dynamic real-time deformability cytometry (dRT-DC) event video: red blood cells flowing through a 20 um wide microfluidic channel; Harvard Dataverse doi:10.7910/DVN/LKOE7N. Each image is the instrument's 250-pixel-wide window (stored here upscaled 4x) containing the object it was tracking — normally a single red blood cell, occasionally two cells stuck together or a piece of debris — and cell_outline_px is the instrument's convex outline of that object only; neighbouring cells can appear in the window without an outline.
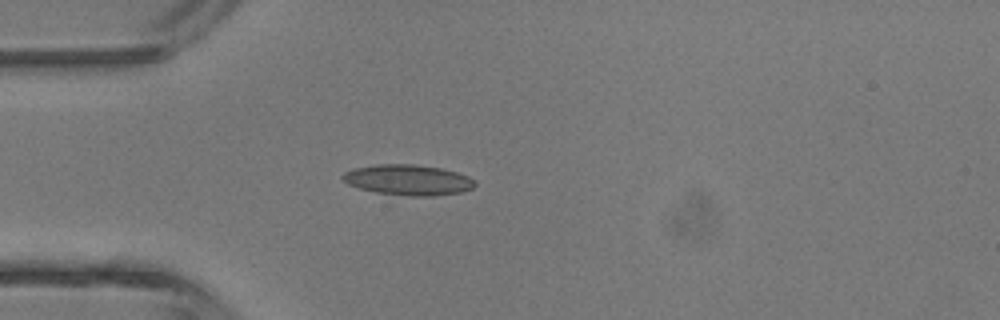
{"species": "common noctule bat (a hibernating species)", "species_latin": "Nyctalus noctula", "temperature_condition": "room temperature", "stored_images_in_passage": 1, "camera_frame_rate_fps": 3000, "um_per_image_px": 0.085, "animal": {"sex": "male", "body_mass_g": 13.3}, "frame": {"image": 1, "passage_image": 1, "time_ms": 0.0, "image_size_px": [1000, 320], "cell_outline_px": [[476, 184], [472, 188], [460, 192], [436, 196], [408, 196], [376, 192], [360, 188], [348, 184], [340, 176], [344, 172], [356, 168], [376, 164], [416, 164], [440, 168], [456, 172], [468, 176]], "centroid_in_image_um": [34.68, 15.29], "position_along_channel_um": 50.3, "area_um2": 23.41}}